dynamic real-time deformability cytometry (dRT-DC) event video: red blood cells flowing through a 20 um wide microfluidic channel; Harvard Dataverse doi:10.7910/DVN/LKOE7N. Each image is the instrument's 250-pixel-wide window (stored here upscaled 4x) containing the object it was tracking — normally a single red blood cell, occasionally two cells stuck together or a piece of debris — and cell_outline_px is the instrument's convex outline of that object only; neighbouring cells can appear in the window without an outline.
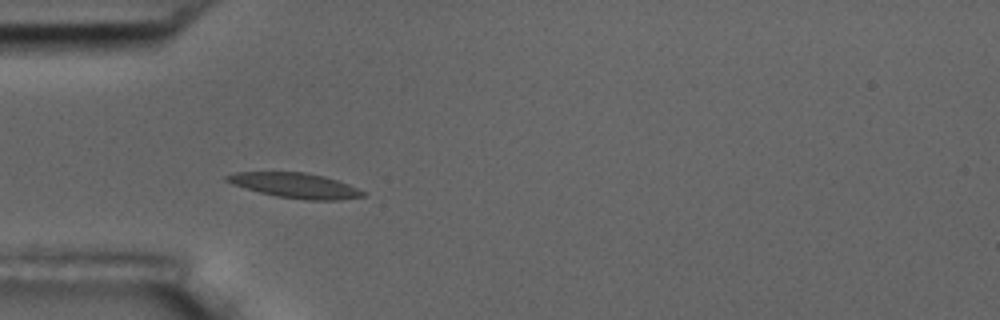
{"species": "common noctule bat (a hibernating species)", "species_latin": "Nyctalus noctula", "temperature_condition": "room temperature", "stored_images_in_passage": 40, "camera_frame_rate_fps": 3000, "um_per_image_px": 0.085, "animal": {"sex": "male", "body_mass_g": 17.5, "forearm_length_mm": 52.3}, "frame": {"image": 1, "passage_image": 1, "time_ms": 0.0, "image_size_px": [1000, 320], "cell_outline_px": [[368, 192], [364, 196], [340, 200], [304, 200], [276, 196], [260, 192], [232, 184], [224, 180], [224, 176], [236, 172], [304, 172], [324, 176], [348, 184]], "centroid_in_image_um": [25.12, 15.77], "position_along_channel_um": 59.9, "area_um2": 19.88}}
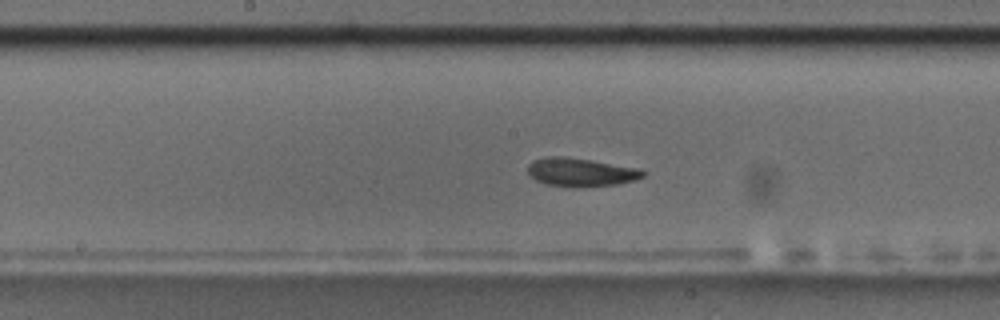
{"frame": {"image": 2, "passage_image": 13, "time_ms": 4.0, "image_size_px": [1000, 320], "cell_outline_px": [[644, 176], [632, 180], [616, 184], [544, 184], [536, 180], [528, 172], [528, 164], [532, 160], [548, 156], [560, 156], [588, 160], [640, 168], [644, 172]], "centroid_in_image_um": [49.33, 14.58], "position_along_channel_um": 198.9, "area_um2": 17.92}}
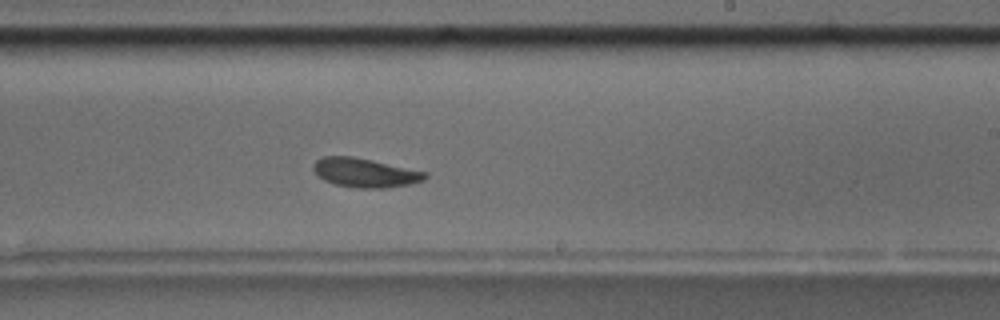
{"frame": {"image": 3, "passage_image": 18, "time_ms": 5.667, "image_size_px": [1000, 320], "cell_outline_px": [[428, 176], [424, 180], [412, 184], [388, 188], [360, 188], [336, 184], [324, 180], [312, 168], [312, 164], [316, 160], [324, 156], [352, 156], [372, 160], [428, 172]], "centroid_in_image_um": [31.06, 14.68], "position_along_channel_um": 257.9, "area_um2": 18.96}, "authors_computed_cell_mechanics": {"area_um2": 18.6694, "velocity_mm_per_s": 3.5572, "shape_relaxation_time_tau1_ms": null, "shape_relaxation_time_tau2_ms": 9.0304, "deformation_change_tau1": null, "deformation_change_tau2": 0.1566}}